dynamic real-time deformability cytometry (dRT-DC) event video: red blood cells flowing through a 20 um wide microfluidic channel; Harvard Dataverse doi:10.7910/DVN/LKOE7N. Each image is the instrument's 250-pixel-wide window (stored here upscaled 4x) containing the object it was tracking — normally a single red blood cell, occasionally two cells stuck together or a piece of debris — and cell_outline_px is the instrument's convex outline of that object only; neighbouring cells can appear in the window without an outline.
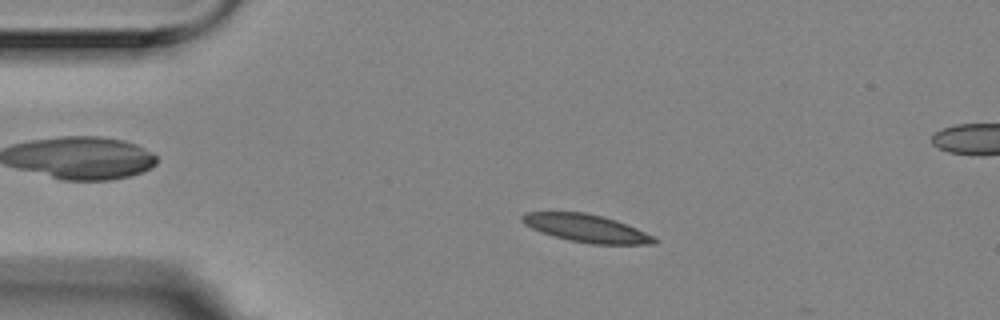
{"species": "Egyptian fruit bat (a non-hibernating species)", "species_latin": "Rousettus aegyptiacus", "temperature_condition": "room temperature", "stored_images_in_passage": 49, "camera_frame_rate_fps": 3000, "um_per_image_px": 0.085, "animal": {"sex": "female"}, "frame": {"image": 1, "passage_image": 11, "time_ms": 3.333, "image_size_px": [1000, 320], "cell_outline_px": [[660, 240], [656, 244], [592, 244], [568, 240], [532, 228], [524, 224], [520, 220], [520, 216], [524, 212], [584, 212], [604, 216], [616, 220], [636, 228]], "centroid_in_image_um": [49.84, 19.39], "position_along_channel_um": 35.2, "area_um2": 21.27}}
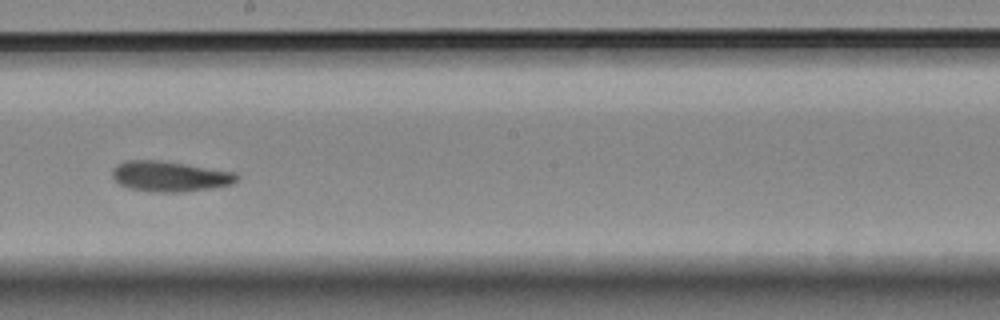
{"frame": {"image": 2, "passage_image": 31, "time_ms": 10.0, "image_size_px": [1000, 320], "cell_outline_px": [[240, 176], [232, 184], [184, 192], [156, 192], [128, 188], [120, 184], [112, 176], [112, 168], [116, 164], [128, 160], [160, 160], [236, 172]], "centroid_in_image_um": [14.42, 14.98], "position_along_channel_um": 233.8, "area_um2": 22.02}}
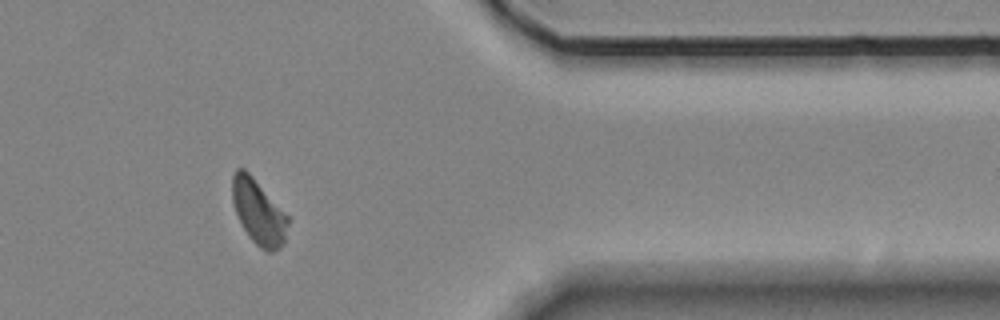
{"frame": {"image": 3, "passage_image": 46, "time_ms": 15.0, "image_size_px": [1000, 320], "cell_outline_px": [[288, 224], [284, 244], [280, 248], [272, 252], [268, 252], [260, 248], [248, 236], [236, 212], [232, 200], [232, 176], [236, 168], [244, 168], [252, 176], [288, 216]], "centroid_in_image_um": [21.97, 18.03], "position_along_channel_um": 389.4, "area_um2": 20.81}}